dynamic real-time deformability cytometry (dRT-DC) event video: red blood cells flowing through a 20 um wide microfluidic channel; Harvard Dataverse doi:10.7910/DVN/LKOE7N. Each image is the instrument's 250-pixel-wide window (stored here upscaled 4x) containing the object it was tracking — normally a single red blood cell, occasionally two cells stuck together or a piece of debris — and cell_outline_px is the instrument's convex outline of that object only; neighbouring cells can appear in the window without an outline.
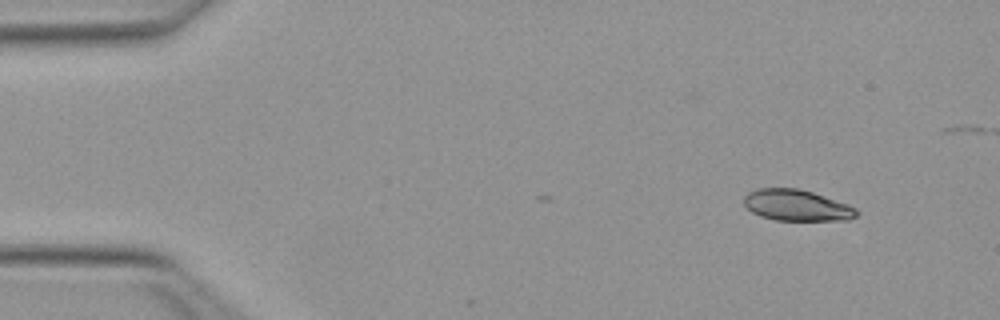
{"species": "Egyptian fruit bat (a non-hibernating species)", "species_latin": "Rousettus aegyptiacus", "temperature_condition": "warm", "stored_images_in_passage": 5, "camera_frame_rate_fps": 3000, "um_per_image_px": 0.085, "animal": {"sex": "female"}, "frame": {"image": 1, "passage_image": 1, "time_ms": 0.0, "image_size_px": [1000, 320], "cell_outline_px": [[860, 212], [856, 216], [848, 220], [776, 220], [760, 216], [752, 212], [744, 204], [744, 196], [748, 192], [756, 188], [800, 188], [848, 204], [856, 208]], "centroid_in_image_um": [67.72, 17.45], "position_along_channel_um": 17.3, "area_um2": 20.52}}